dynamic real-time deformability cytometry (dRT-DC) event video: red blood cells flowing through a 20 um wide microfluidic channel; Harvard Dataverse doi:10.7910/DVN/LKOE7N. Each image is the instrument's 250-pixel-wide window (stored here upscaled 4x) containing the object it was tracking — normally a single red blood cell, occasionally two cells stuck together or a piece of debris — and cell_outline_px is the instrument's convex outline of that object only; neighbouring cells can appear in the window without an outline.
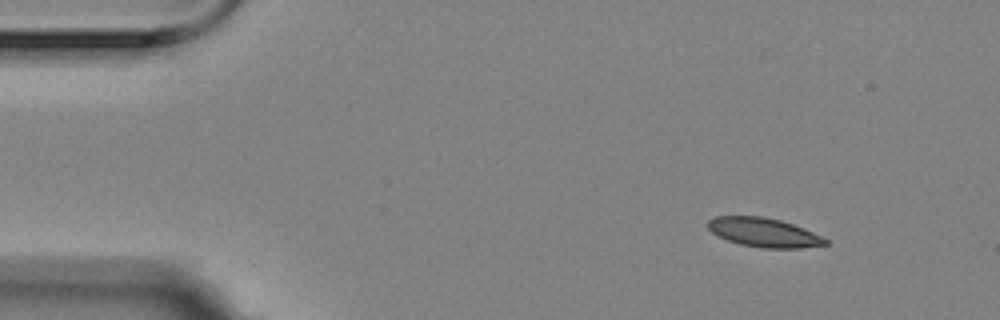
{"species": "Egyptian fruit bat (a non-hibernating species)", "species_latin": "Rousettus aegyptiacus", "temperature_condition": "room temperature", "stored_images_in_passage": 3, "camera_frame_rate_fps": 3000, "um_per_image_px": 0.085, "animal": {"sex": "female"}, "frame": {"image": 1, "passage_image": 1, "time_ms": 0.0, "image_size_px": [1000, 320], "cell_outline_px": [[828, 244], [800, 248], [760, 248], [740, 244], [728, 240], [712, 232], [708, 228], [708, 220], [716, 216], [760, 216], [780, 220], [804, 228], [828, 240]], "centroid_in_image_um": [64.92, 19.76], "position_along_channel_um": 20.1, "area_um2": 19.71}}
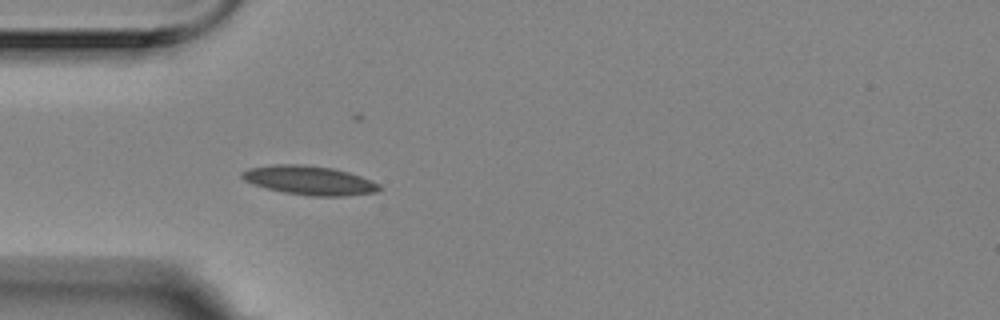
{"frame": {"image": 2, "passage_image": 3, "time_ms": 0.667, "image_size_px": [1000, 320], "cell_outline_px": [[380, 188], [376, 192], [344, 196], [308, 196], [284, 192], [252, 184], [244, 180], [240, 176], [240, 172], [248, 168], [272, 164], [300, 164], [332, 168], [348, 172], [360, 176], [380, 184]], "centroid_in_image_um": [26.25, 15.32], "position_along_channel_um": 58.7, "area_um2": 23.18}}